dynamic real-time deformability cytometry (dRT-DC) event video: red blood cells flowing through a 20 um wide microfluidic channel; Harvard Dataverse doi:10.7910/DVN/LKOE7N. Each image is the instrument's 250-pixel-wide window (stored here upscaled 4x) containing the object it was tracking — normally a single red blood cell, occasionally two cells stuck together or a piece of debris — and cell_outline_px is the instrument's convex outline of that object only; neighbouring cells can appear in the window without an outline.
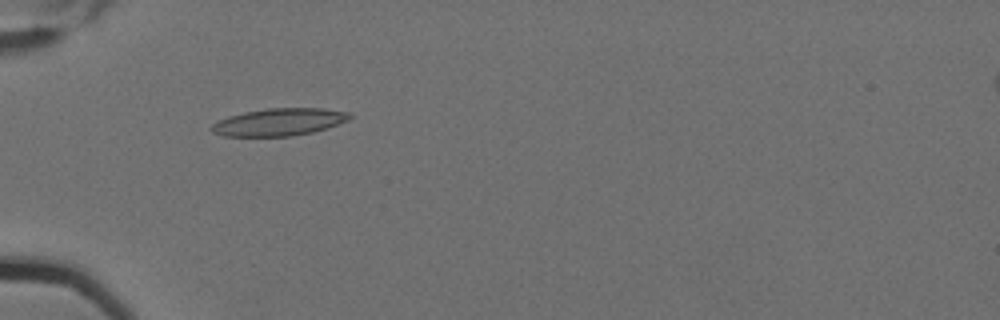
{"species": "Egyptian fruit bat (a non-hibernating species)", "species_latin": "Rousettus aegyptiacus", "temperature_condition": "cold", "stored_images_in_passage": 6, "camera_frame_rate_fps": 3000, "um_per_image_px": 0.085, "animal": {"sex": "female"}, "frame": {"image": 1, "passage_image": 5, "time_ms": 1.333, "image_size_px": [1000, 320], "cell_outline_px": [[352, 116], [348, 120], [328, 128], [312, 132], [292, 136], [224, 136], [212, 132], [208, 128], [216, 120], [228, 116], [244, 112], [268, 108], [324, 108], [352, 112]], "centroid_in_image_um": [23.72, 10.37], "position_along_channel_um": 61.3, "area_um2": 22.31}}